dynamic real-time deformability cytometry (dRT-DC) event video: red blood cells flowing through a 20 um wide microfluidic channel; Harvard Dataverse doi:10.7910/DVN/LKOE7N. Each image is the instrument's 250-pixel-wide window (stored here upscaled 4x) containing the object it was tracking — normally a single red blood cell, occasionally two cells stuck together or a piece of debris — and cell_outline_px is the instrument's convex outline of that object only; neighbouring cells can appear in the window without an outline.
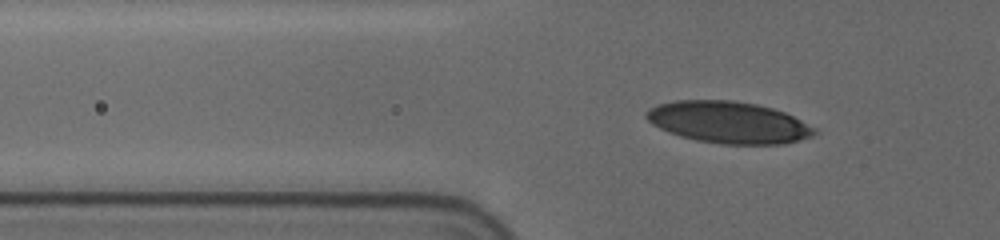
{"species": "human", "species_latin": "Homo sapiens", "temperature_condition": "cold", "stored_images_in_passage": 36, "camera_frame_rate_fps": 3000, "um_per_image_px": 0.085, "donor": {"sex": "female"}, "frame": {"image": 1, "passage_image": 2, "time_ms": 0.333, "image_size_px": [1000, 240], "cell_outline_px": [[820, 132], [812, 136], [780, 144], [720, 144], [696, 140], [680, 136], [668, 132], [652, 124], [644, 116], [644, 112], [648, 108], [656, 104], [676, 100], [732, 100], [756, 104], [772, 108], [784, 112], [816, 128]], "centroid_in_image_um": [61.88, 10.39], "position_along_channel_um": 63.9, "area_um2": 40.98}}
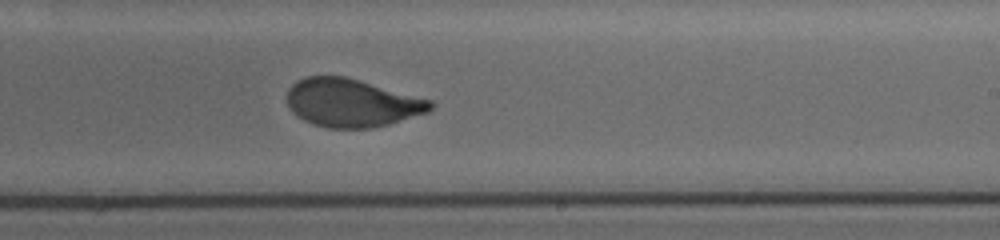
{"frame": {"image": 2, "passage_image": 19, "time_ms": 6.0, "image_size_px": [1000, 240], "cell_outline_px": [[436, 104], [428, 112], [388, 124], [372, 128], [328, 128], [312, 124], [304, 120], [292, 112], [288, 104], [288, 88], [292, 84], [308, 76], [344, 76], [432, 100]], "centroid_in_image_um": [29.91, 8.75], "position_along_channel_um": 259.1, "area_um2": 40.0}}
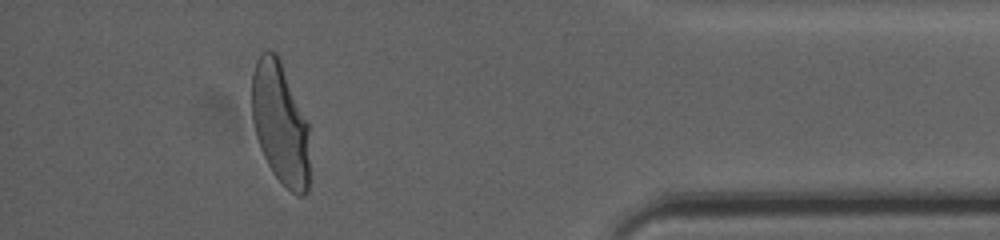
{"frame": {"image": 3, "passage_image": 34, "time_ms": 11.0, "image_size_px": [1000, 240], "cell_outline_px": [[308, 192], [304, 196], [300, 196], [292, 192], [272, 172], [260, 148], [256, 136], [252, 120], [252, 72], [256, 60], [260, 52], [268, 48], [276, 52], [280, 60], [308, 124]], "centroid_in_image_um": [23.79, 10.46], "position_along_channel_um": 411.4, "area_um2": 40.92}}